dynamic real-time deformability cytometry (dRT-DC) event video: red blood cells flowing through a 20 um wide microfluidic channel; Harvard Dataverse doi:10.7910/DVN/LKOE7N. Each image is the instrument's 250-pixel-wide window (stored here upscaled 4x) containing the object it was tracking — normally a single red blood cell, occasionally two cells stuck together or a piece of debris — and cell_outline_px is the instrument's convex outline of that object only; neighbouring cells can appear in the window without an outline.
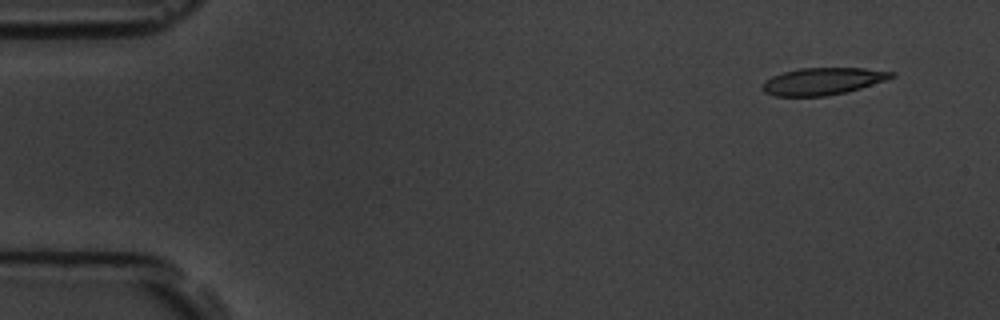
{"species": "common noctule bat (a hibernating species)", "species_latin": "Nyctalus noctula", "temperature_condition": "room temperature", "stored_images_in_passage": 5, "camera_frame_rate_fps": 3000, "um_per_image_px": 0.085, "animal": {"sex": "male", "body_mass_g": 19.5, "forearm_length_mm": 54.6}, "frame": {"image": 1, "passage_image": 1, "time_ms": 0.0, "image_size_px": [1000, 320], "cell_outline_px": [[896, 76], [888, 80], [848, 92], [824, 96], [776, 96], [764, 92], [760, 88], [764, 80], [772, 76], [784, 72], [800, 68], [864, 68], [896, 72]], "centroid_in_image_um": [69.96, 6.91], "position_along_channel_um": 15.0, "area_um2": 20.63}}
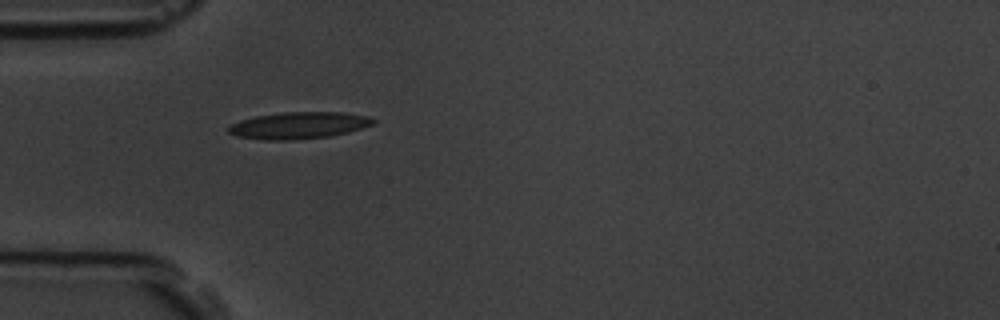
{"frame": {"image": 2, "passage_image": 4, "time_ms": 4.0, "image_size_px": [1000, 320], "cell_outline_px": [[376, 120], [372, 124], [348, 132], [328, 136], [288, 140], [264, 140], [236, 136], [228, 132], [228, 124], [240, 120], [256, 116], [284, 112], [344, 112], [368, 116]], "centroid_in_image_um": [25.35, 10.65], "position_along_channel_um": 59.7, "area_um2": 22.48}}
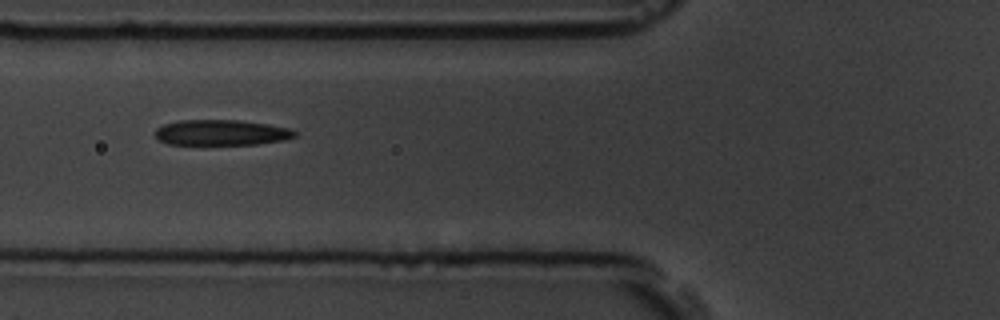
{"frame": {"image": 3, "passage_image": 5, "time_ms": 5.333, "image_size_px": [1000, 320], "cell_outline_px": [[296, 136], [284, 140], [256, 144], [168, 144], [156, 140], [156, 128], [164, 124], [180, 120], [240, 120], [268, 124], [292, 128], [296, 132]], "centroid_in_image_um": [18.82, 11.26], "position_along_channel_um": 107.0, "area_um2": 20.87}}